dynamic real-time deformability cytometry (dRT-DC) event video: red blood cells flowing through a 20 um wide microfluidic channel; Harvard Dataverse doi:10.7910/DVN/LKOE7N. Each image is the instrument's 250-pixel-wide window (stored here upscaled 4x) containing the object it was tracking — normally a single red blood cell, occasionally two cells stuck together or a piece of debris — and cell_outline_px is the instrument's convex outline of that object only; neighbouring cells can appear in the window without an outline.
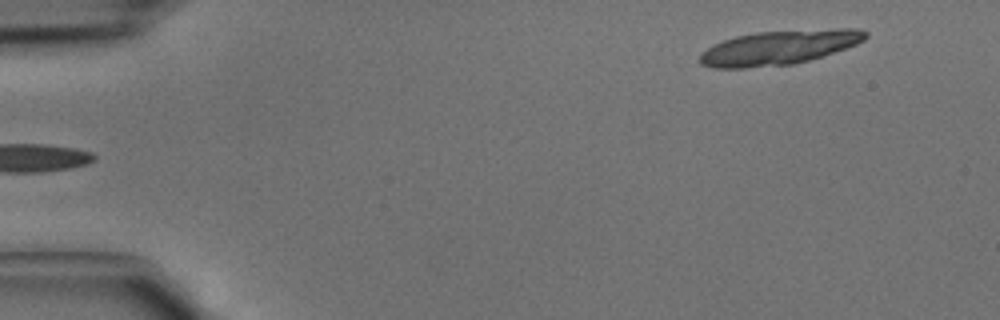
{"species": "common noctule bat (a hibernating species)", "species_latin": "Nyctalus noctula", "temperature_condition": "cold", "stored_images_in_passage": 2, "camera_frame_rate_fps": 3000, "um_per_image_px": 0.085, "animal": {"sex": "male", "body_mass_g": 15.6}, "frame": {"image": 1, "passage_image": 2, "time_ms": 0.333, "image_size_px": [1000, 320], "cell_outline_px": [[868, 36], [864, 40], [856, 44], [808, 60], [792, 64], [744, 68], [712, 68], [700, 64], [700, 52], [712, 44], [736, 36], [756, 32], [836, 28], [856, 28], [868, 32]], "centroid_in_image_um": [66.17, 4.03], "position_along_channel_um": 18.8, "area_um2": 33.06}}